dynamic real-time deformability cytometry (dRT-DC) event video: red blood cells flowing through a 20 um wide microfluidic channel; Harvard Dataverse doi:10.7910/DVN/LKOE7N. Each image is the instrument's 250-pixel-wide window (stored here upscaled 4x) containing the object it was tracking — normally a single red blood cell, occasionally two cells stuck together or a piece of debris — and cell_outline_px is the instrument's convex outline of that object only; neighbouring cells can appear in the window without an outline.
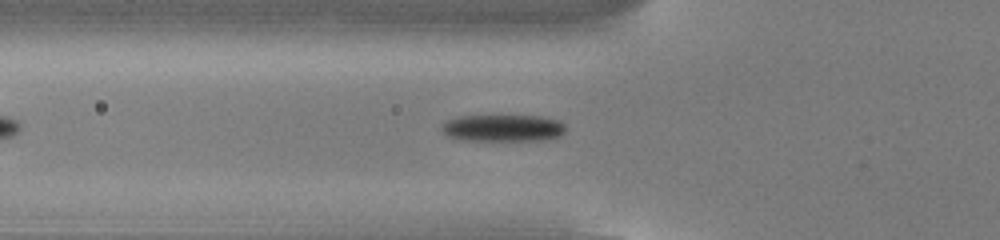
{"species": "common noctule bat (a hibernating species)", "species_latin": "Nyctalus noctula", "temperature_condition": "cold", "stored_images_in_passage": 45, "camera_frame_rate_fps": 3000, "um_per_image_px": 0.085, "animal": {"sex": "male", "body_mass_g": 13.0, "forearm_length_mm": 53.1}, "frame": {"image": 1, "passage_image": 10, "time_ms": 3.0, "image_size_px": [1000, 240], "cell_outline_px": [[564, 132], [560, 136], [544, 140], [456, 140], [448, 136], [440, 128], [448, 120], [460, 116], [540, 116], [560, 120], [564, 124]], "centroid_in_image_um": [42.76, 10.89], "position_along_channel_um": 83.0, "area_um2": 19.42}}
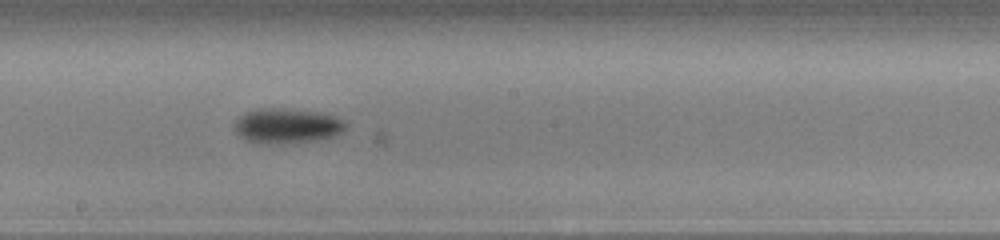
{"frame": {"image": 2, "passage_image": 21, "time_ms": 6.667, "image_size_px": [1000, 240], "cell_outline_px": [[348, 128], [336, 136], [320, 140], [284, 144], [256, 144], [244, 140], [236, 132], [236, 120], [244, 112], [256, 108], [280, 108], [316, 112], [336, 116], [344, 120], [348, 124]], "centroid_in_image_um": [24.42, 10.72], "position_along_channel_um": 223.8, "area_um2": 23.24}}
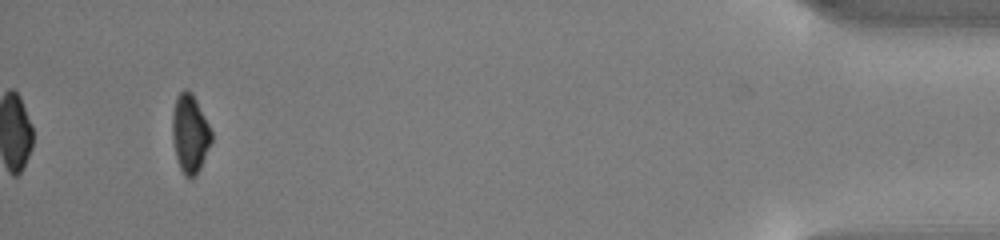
{"frame": {"image": 3, "passage_image": 42, "time_ms": 13.667, "image_size_px": [1000, 240], "cell_outline_px": [[212, 140], [200, 168], [196, 176], [184, 176], [180, 168], [176, 156], [172, 136], [172, 116], [176, 96], [184, 88], [188, 88], [192, 92], [212, 132]], "centroid_in_image_um": [16.13, 11.33], "position_along_channel_um": 419.1, "area_um2": 17.74}, "authors_computed_cell_mechanics": {"area_um2": 19.4208, "velocity_mm_per_s": 3.8296, "shape_relaxation_time_tau1_ms": 1.186, "shape_relaxation_time_tau2_ms": null, "deformation_change_tau1": 0.1161, "deformation_change_tau2": null}}